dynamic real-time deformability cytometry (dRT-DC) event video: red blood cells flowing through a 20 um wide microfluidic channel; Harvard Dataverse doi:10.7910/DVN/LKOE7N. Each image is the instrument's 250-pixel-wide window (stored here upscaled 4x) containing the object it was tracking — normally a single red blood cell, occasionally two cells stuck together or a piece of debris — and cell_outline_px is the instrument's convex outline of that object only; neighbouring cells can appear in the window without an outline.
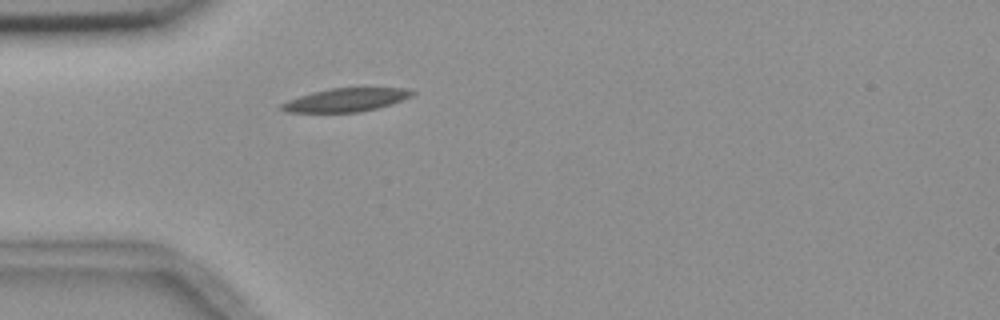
{"species": "common noctule bat (a hibernating species)", "species_latin": "Nyctalus noctula", "temperature_condition": "room temperature", "stored_images_in_passage": 3, "camera_frame_rate_fps": 3000, "um_per_image_px": 0.085, "animal": {"sex": "female", "body_mass_g": 18.4}, "frame": {"image": 1, "passage_image": 3, "time_ms": 3.333, "image_size_px": [1000, 320], "cell_outline_px": [[416, 92], [412, 96], [392, 104], [360, 112], [288, 112], [280, 108], [280, 104], [288, 100], [312, 92], [332, 88], [408, 88]], "centroid_in_image_um": [29.43, 8.49], "position_along_channel_um": 55.6, "area_um2": 17.69}}